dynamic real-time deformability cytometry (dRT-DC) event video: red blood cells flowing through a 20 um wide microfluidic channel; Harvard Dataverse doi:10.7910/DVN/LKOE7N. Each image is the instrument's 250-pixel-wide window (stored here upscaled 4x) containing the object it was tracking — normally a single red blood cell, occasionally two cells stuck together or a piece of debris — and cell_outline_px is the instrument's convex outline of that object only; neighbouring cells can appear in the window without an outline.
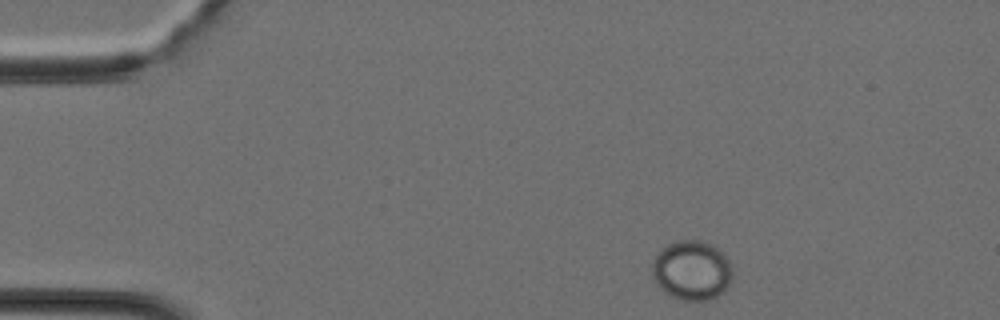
{"species": "Egyptian fruit bat (a non-hibernating species)", "species_latin": "Rousettus aegyptiacus", "temperature_condition": "cold", "stored_images_in_passage": 35, "camera_frame_rate_fps": 3000, "um_per_image_px": 0.085, "animal": {"sex": "female"}, "frame": {"image": 1, "passage_image": 1, "time_ms": 0.0, "image_size_px": [1000, 320], "cell_outline_px": [[732, 276], [724, 292], [708, 300], [680, 300], [664, 292], [652, 280], [652, 260], [668, 244], [676, 240], [700, 240], [712, 244], [724, 252], [732, 268]], "centroid_in_image_um": [58.8, 22.97], "position_along_channel_um": 26.2, "area_um2": 28.09}}
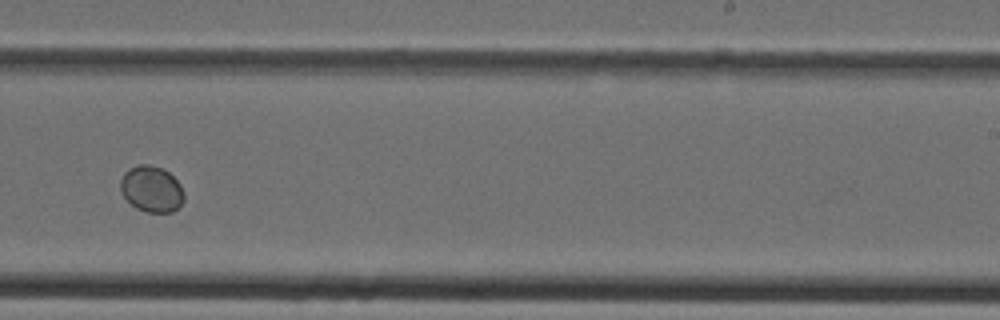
{"frame": {"image": 2, "passage_image": 20, "time_ms": 6.333, "image_size_px": [1000, 320], "cell_outline_px": [[184, 200], [180, 208], [172, 212], [148, 212], [136, 208], [120, 192], [120, 180], [124, 172], [128, 168], [136, 164], [148, 164], [160, 168], [168, 172], [180, 184], [184, 192]], "centroid_in_image_um": [12.88, 16.06], "position_along_channel_um": 276.1, "area_um2": 17.22}}
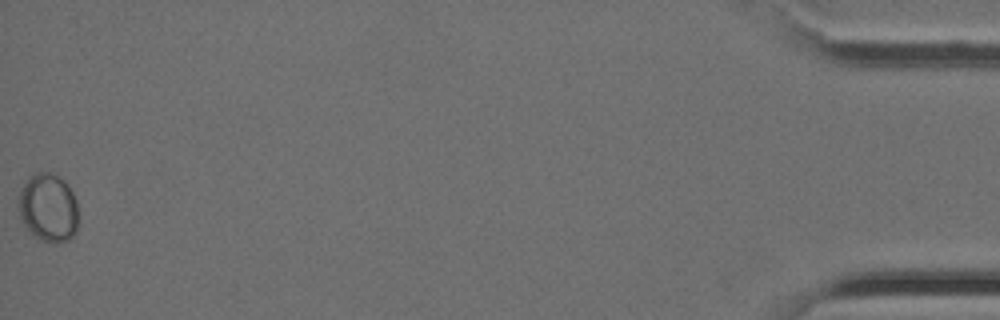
{"frame": {"image": 3, "passage_image": 35, "time_ms": 11.333, "image_size_px": [1000, 320], "cell_outline_px": [[80, 224], [76, 232], [68, 240], [60, 244], [56, 244], [44, 240], [36, 236], [24, 224], [20, 216], [20, 192], [28, 176], [36, 172], [48, 172], [64, 180], [68, 184], [76, 200]], "centroid_in_image_um": [4.17, 17.66], "position_along_channel_um": 431.0, "area_um2": 23.87}}